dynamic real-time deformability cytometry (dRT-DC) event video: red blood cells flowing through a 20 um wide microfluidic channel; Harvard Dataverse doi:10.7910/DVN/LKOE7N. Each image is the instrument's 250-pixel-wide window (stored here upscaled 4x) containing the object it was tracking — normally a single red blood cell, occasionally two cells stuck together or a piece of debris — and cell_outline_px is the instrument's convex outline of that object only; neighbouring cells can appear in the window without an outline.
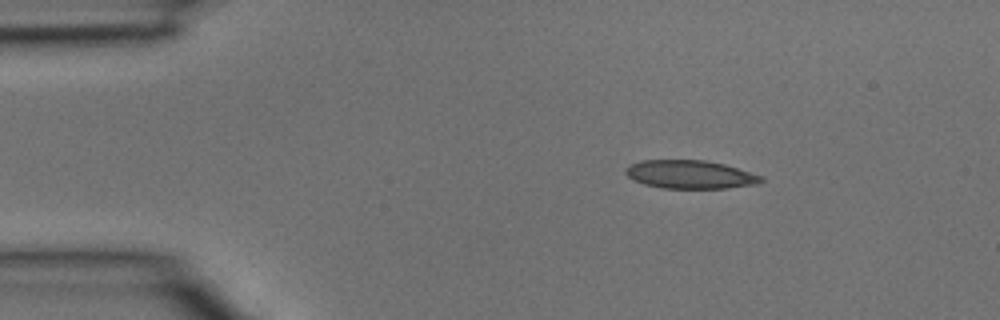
{"species": "common noctule bat (a hibernating species)", "species_latin": "Nyctalus noctula", "temperature_condition": "room temperature", "stored_images_in_passage": 36, "camera_frame_rate_fps": 3000, "um_per_image_px": 0.085, "animal": {"sex": "male", "body_mass_g": 15.6}, "frame": {"image": 1, "passage_image": 4, "time_ms": 1.0, "image_size_px": [1000, 320], "cell_outline_px": [[764, 180], [760, 184], [728, 188], [660, 188], [644, 184], [632, 180], [624, 172], [624, 168], [640, 160], [704, 160], [724, 164], [764, 176]], "centroid_in_image_um": [58.67, 14.83], "position_along_channel_um": 26.3, "area_um2": 22.6}}
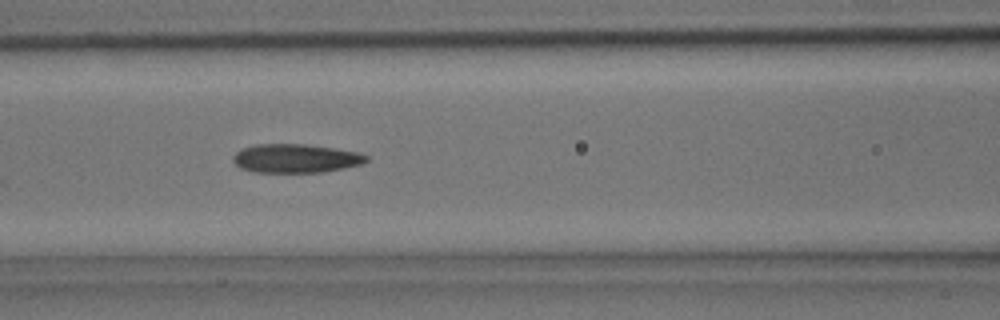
{"frame": {"image": 2, "passage_image": 14, "time_ms": 4.333, "image_size_px": [1000, 320], "cell_outline_px": [[368, 160], [360, 164], [344, 168], [320, 172], [256, 172], [240, 168], [232, 160], [232, 156], [240, 148], [256, 144], [304, 144], [360, 152], [368, 156]], "centroid_in_image_um": [25.1, 13.45], "position_along_channel_um": 141.5, "area_um2": 22.31}}
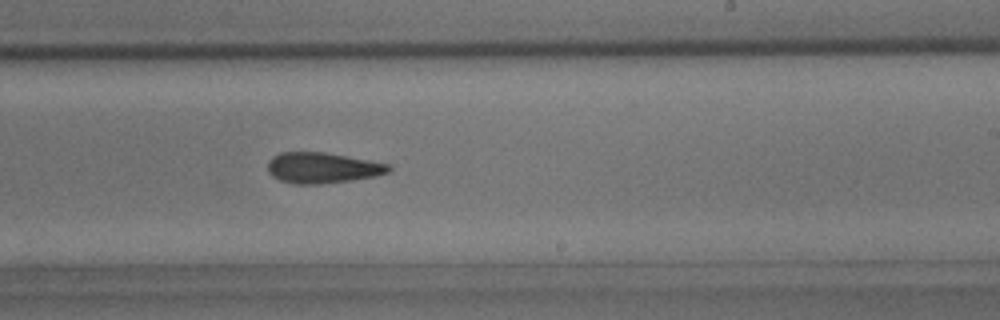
{"frame": {"image": 3, "passage_image": 21, "time_ms": 6.667, "image_size_px": [1000, 320], "cell_outline_px": [[392, 168], [388, 172], [376, 176], [352, 180], [320, 184], [296, 184], [280, 180], [272, 176], [268, 172], [268, 160], [272, 156], [280, 152], [324, 152], [392, 164]], "centroid_in_image_um": [27.41, 14.26], "position_along_channel_um": 261.6, "area_um2": 21.79}}